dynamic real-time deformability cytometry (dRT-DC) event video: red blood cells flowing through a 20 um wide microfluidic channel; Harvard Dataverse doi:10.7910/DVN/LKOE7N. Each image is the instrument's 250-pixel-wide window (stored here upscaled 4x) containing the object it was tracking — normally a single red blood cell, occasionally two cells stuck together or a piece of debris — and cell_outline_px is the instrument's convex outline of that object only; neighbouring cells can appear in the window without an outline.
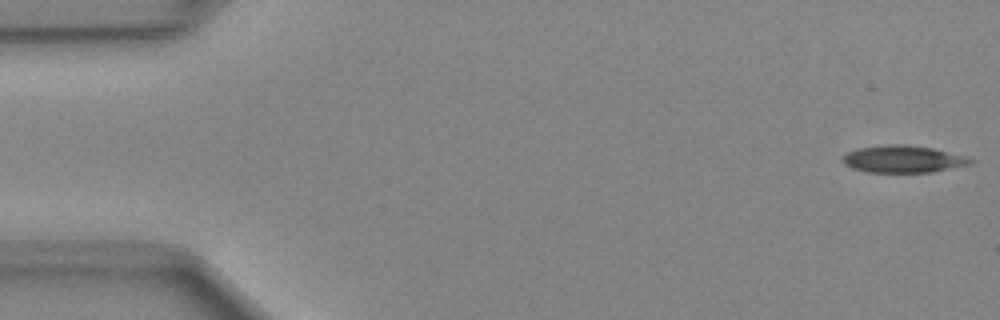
{"species": "Egyptian fruit bat (a non-hibernating species)", "species_latin": "Rousettus aegyptiacus", "temperature_condition": "cold", "stored_images_in_passage": 49, "camera_frame_rate_fps": 3000, "um_per_image_px": 0.085, "animal": {"sex": "female"}, "frame": {"image": 1, "passage_image": 1, "time_ms": 0.0, "image_size_px": [1000, 320], "cell_outline_px": [[976, 160], [972, 164], [932, 172], [868, 172], [852, 168], [844, 164], [840, 160], [848, 152], [856, 148], [888, 144], [904, 144], [932, 148], [964, 156]], "centroid_in_image_um": [76.75, 13.52], "position_along_channel_um": 8.3, "area_um2": 20.23}}
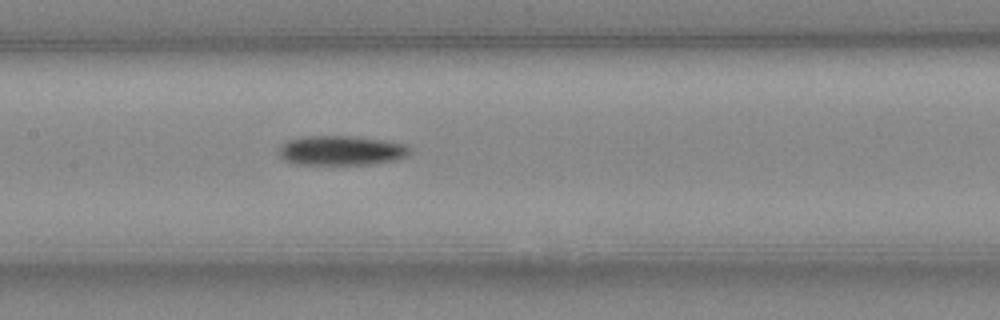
{"frame": {"image": 2, "passage_image": 23, "time_ms": 7.333, "image_size_px": [1000, 320], "cell_outline_px": [[412, 148], [408, 156], [396, 160], [368, 164], [296, 164], [284, 160], [280, 156], [280, 148], [288, 140], [300, 136], [356, 136], [384, 140], [404, 144]], "centroid_in_image_um": [29.04, 12.78], "position_along_channel_um": 178.4, "area_um2": 22.6}}
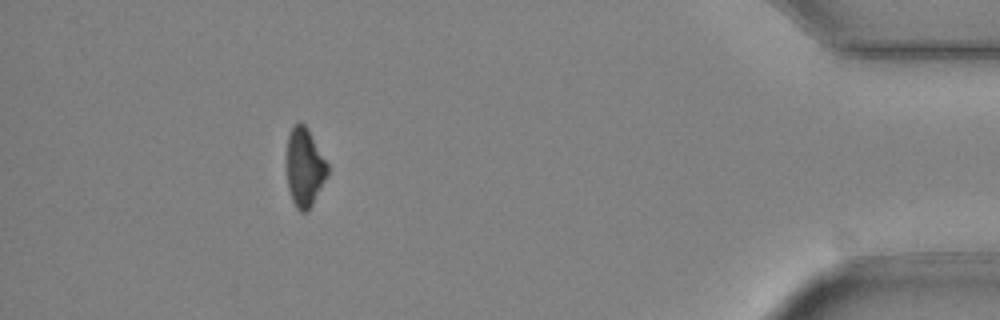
{"frame": {"image": 3, "passage_image": 44, "time_ms": 14.333, "image_size_px": [1000, 320], "cell_outline_px": [[328, 176], [308, 212], [300, 212], [296, 208], [292, 200], [288, 188], [288, 132], [296, 124], [304, 124], [308, 128], [328, 164]], "centroid_in_image_um": [25.92, 14.26], "position_along_channel_um": 409.3, "area_um2": 18.55}}